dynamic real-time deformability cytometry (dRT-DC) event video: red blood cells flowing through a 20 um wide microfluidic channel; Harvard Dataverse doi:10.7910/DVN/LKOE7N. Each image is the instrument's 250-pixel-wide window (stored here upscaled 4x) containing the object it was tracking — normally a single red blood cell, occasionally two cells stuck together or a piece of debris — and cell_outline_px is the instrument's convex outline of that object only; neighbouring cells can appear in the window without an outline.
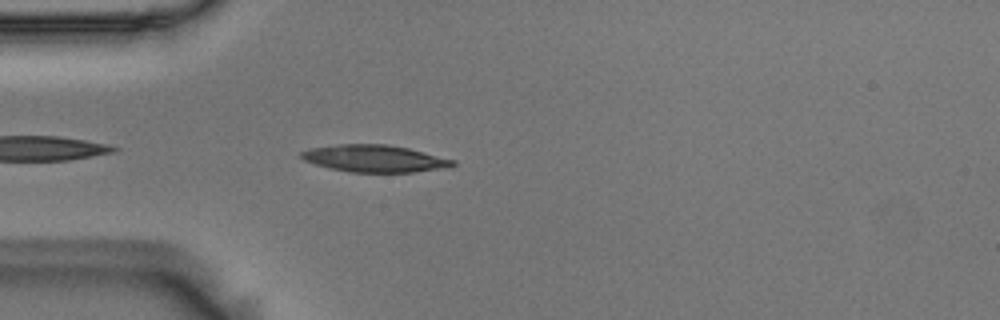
{"species": "Egyptian fruit bat (a non-hibernating species)", "species_latin": "Rousettus aegyptiacus", "temperature_condition": "room temperature", "stored_images_in_passage": 12, "camera_frame_rate_fps": 3000, "um_per_image_px": 0.085, "animal": {"sex": "male"}, "frame": {"image": 1, "passage_image": 3, "time_ms": 0.667, "image_size_px": [1000, 320], "cell_outline_px": [[456, 164], [452, 168], [412, 172], [352, 172], [332, 168], [316, 164], [304, 160], [300, 156], [300, 152], [312, 148], [336, 144], [388, 144], [408, 148], [456, 160]], "centroid_in_image_um": [31.91, 13.47], "position_along_channel_um": 53.1, "area_um2": 23.93}}
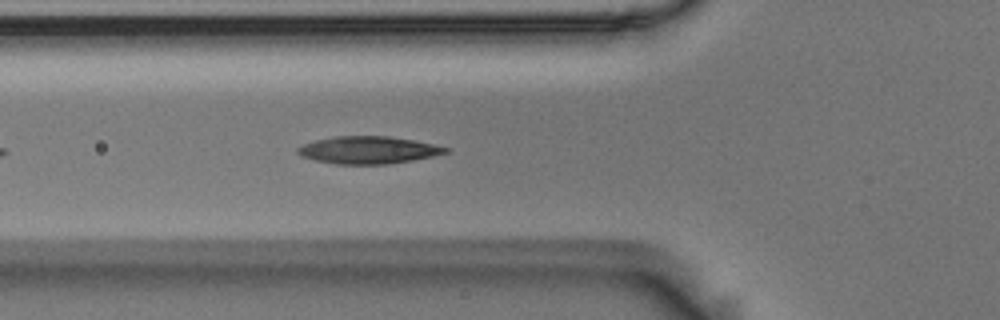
{"frame": {"image": 2, "passage_image": 7, "time_ms": 2.0, "image_size_px": [1000, 320], "cell_outline_px": [[452, 148], [448, 152], [432, 156], [412, 160], [388, 164], [336, 164], [316, 160], [300, 156], [296, 152], [296, 148], [304, 144], [316, 140], [336, 136], [388, 136], [412, 140]], "centroid_in_image_um": [31.29, 12.75], "position_along_channel_um": 94.5, "area_um2": 23.47}}